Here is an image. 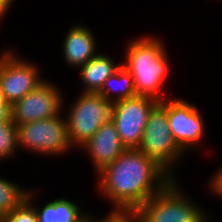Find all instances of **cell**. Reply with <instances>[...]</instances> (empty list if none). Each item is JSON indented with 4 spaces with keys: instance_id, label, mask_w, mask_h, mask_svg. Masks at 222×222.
Instances as JSON below:
<instances>
[{
    "instance_id": "4fadbf2b",
    "label": "cell",
    "mask_w": 222,
    "mask_h": 222,
    "mask_svg": "<svg viewBox=\"0 0 222 222\" xmlns=\"http://www.w3.org/2000/svg\"><path fill=\"white\" fill-rule=\"evenodd\" d=\"M121 64H115V62L108 55L98 54L91 58L86 64L81 66L80 79L84 84V91L98 93L104 82L114 74Z\"/></svg>"
},
{
    "instance_id": "8fae6325",
    "label": "cell",
    "mask_w": 222,
    "mask_h": 222,
    "mask_svg": "<svg viewBox=\"0 0 222 222\" xmlns=\"http://www.w3.org/2000/svg\"><path fill=\"white\" fill-rule=\"evenodd\" d=\"M81 149L87 150L98 173L106 165L114 162L126 148L120 140L114 122L109 120L99 127Z\"/></svg>"
},
{
    "instance_id": "30bf717a",
    "label": "cell",
    "mask_w": 222,
    "mask_h": 222,
    "mask_svg": "<svg viewBox=\"0 0 222 222\" xmlns=\"http://www.w3.org/2000/svg\"><path fill=\"white\" fill-rule=\"evenodd\" d=\"M167 118L176 143L185 153L200 144L205 123L197 106L183 98L167 99Z\"/></svg>"
},
{
    "instance_id": "6da1fadb",
    "label": "cell",
    "mask_w": 222,
    "mask_h": 222,
    "mask_svg": "<svg viewBox=\"0 0 222 222\" xmlns=\"http://www.w3.org/2000/svg\"><path fill=\"white\" fill-rule=\"evenodd\" d=\"M99 190L116 210H138L173 178L138 148L125 149L97 173Z\"/></svg>"
},
{
    "instance_id": "7c38bea8",
    "label": "cell",
    "mask_w": 222,
    "mask_h": 222,
    "mask_svg": "<svg viewBox=\"0 0 222 222\" xmlns=\"http://www.w3.org/2000/svg\"><path fill=\"white\" fill-rule=\"evenodd\" d=\"M63 42L65 61L69 66L80 68L96 54V41L86 25H74L69 29Z\"/></svg>"
},
{
    "instance_id": "ac0fdd59",
    "label": "cell",
    "mask_w": 222,
    "mask_h": 222,
    "mask_svg": "<svg viewBox=\"0 0 222 222\" xmlns=\"http://www.w3.org/2000/svg\"><path fill=\"white\" fill-rule=\"evenodd\" d=\"M32 198L34 199L33 192L28 190L26 199L9 213L3 215L0 222H36L38 217Z\"/></svg>"
},
{
    "instance_id": "5b68a950",
    "label": "cell",
    "mask_w": 222,
    "mask_h": 222,
    "mask_svg": "<svg viewBox=\"0 0 222 222\" xmlns=\"http://www.w3.org/2000/svg\"><path fill=\"white\" fill-rule=\"evenodd\" d=\"M179 187L172 179L137 211L148 222H209L202 208L187 199Z\"/></svg>"
},
{
    "instance_id": "9c48e42d",
    "label": "cell",
    "mask_w": 222,
    "mask_h": 222,
    "mask_svg": "<svg viewBox=\"0 0 222 222\" xmlns=\"http://www.w3.org/2000/svg\"><path fill=\"white\" fill-rule=\"evenodd\" d=\"M63 97L54 83L45 80L11 105V119L17 125L63 115Z\"/></svg>"
},
{
    "instance_id": "9a60e30c",
    "label": "cell",
    "mask_w": 222,
    "mask_h": 222,
    "mask_svg": "<svg viewBox=\"0 0 222 222\" xmlns=\"http://www.w3.org/2000/svg\"><path fill=\"white\" fill-rule=\"evenodd\" d=\"M98 93L113 103L136 96L132 74L124 65H121V67L104 82ZM113 93H116V95H114L115 97L112 95Z\"/></svg>"
},
{
    "instance_id": "5bb4252c",
    "label": "cell",
    "mask_w": 222,
    "mask_h": 222,
    "mask_svg": "<svg viewBox=\"0 0 222 222\" xmlns=\"http://www.w3.org/2000/svg\"><path fill=\"white\" fill-rule=\"evenodd\" d=\"M35 208L39 222H84L87 214L77 203L64 197L46 203L40 210Z\"/></svg>"
},
{
    "instance_id": "277c9868",
    "label": "cell",
    "mask_w": 222,
    "mask_h": 222,
    "mask_svg": "<svg viewBox=\"0 0 222 222\" xmlns=\"http://www.w3.org/2000/svg\"><path fill=\"white\" fill-rule=\"evenodd\" d=\"M72 104L65 116L68 138L73 148L80 149L103 123L112 120L114 103L99 93L82 92Z\"/></svg>"
},
{
    "instance_id": "52a82bcc",
    "label": "cell",
    "mask_w": 222,
    "mask_h": 222,
    "mask_svg": "<svg viewBox=\"0 0 222 222\" xmlns=\"http://www.w3.org/2000/svg\"><path fill=\"white\" fill-rule=\"evenodd\" d=\"M158 103L156 99L140 95L114 103L112 121L126 149L139 147L149 114Z\"/></svg>"
},
{
    "instance_id": "ba28073f",
    "label": "cell",
    "mask_w": 222,
    "mask_h": 222,
    "mask_svg": "<svg viewBox=\"0 0 222 222\" xmlns=\"http://www.w3.org/2000/svg\"><path fill=\"white\" fill-rule=\"evenodd\" d=\"M0 54V87L4 99L12 105L45 81L32 62L16 56L13 50ZM42 78V79H41Z\"/></svg>"
},
{
    "instance_id": "ffe728a7",
    "label": "cell",
    "mask_w": 222,
    "mask_h": 222,
    "mask_svg": "<svg viewBox=\"0 0 222 222\" xmlns=\"http://www.w3.org/2000/svg\"><path fill=\"white\" fill-rule=\"evenodd\" d=\"M11 120V105L4 99L3 92L0 87V122Z\"/></svg>"
},
{
    "instance_id": "603a6c76",
    "label": "cell",
    "mask_w": 222,
    "mask_h": 222,
    "mask_svg": "<svg viewBox=\"0 0 222 222\" xmlns=\"http://www.w3.org/2000/svg\"><path fill=\"white\" fill-rule=\"evenodd\" d=\"M14 0H0V10L6 14Z\"/></svg>"
},
{
    "instance_id": "cb8c5ba5",
    "label": "cell",
    "mask_w": 222,
    "mask_h": 222,
    "mask_svg": "<svg viewBox=\"0 0 222 222\" xmlns=\"http://www.w3.org/2000/svg\"><path fill=\"white\" fill-rule=\"evenodd\" d=\"M4 15H6V14L0 10V19H1V20H2V18L4 17Z\"/></svg>"
},
{
    "instance_id": "7a4b0ae2",
    "label": "cell",
    "mask_w": 222,
    "mask_h": 222,
    "mask_svg": "<svg viewBox=\"0 0 222 222\" xmlns=\"http://www.w3.org/2000/svg\"><path fill=\"white\" fill-rule=\"evenodd\" d=\"M164 42L152 36L130 41L122 65L132 74L136 95L163 101V82L169 70V58ZM162 89V90H161Z\"/></svg>"
},
{
    "instance_id": "3957f363",
    "label": "cell",
    "mask_w": 222,
    "mask_h": 222,
    "mask_svg": "<svg viewBox=\"0 0 222 222\" xmlns=\"http://www.w3.org/2000/svg\"><path fill=\"white\" fill-rule=\"evenodd\" d=\"M138 149L176 179L173 168L185 152L176 143L169 127L167 97L151 110Z\"/></svg>"
},
{
    "instance_id": "44dd1931",
    "label": "cell",
    "mask_w": 222,
    "mask_h": 222,
    "mask_svg": "<svg viewBox=\"0 0 222 222\" xmlns=\"http://www.w3.org/2000/svg\"><path fill=\"white\" fill-rule=\"evenodd\" d=\"M216 175L212 176V180L210 181V184L208 185L211 192L215 193L217 196H222V166L218 170Z\"/></svg>"
},
{
    "instance_id": "2e32d148",
    "label": "cell",
    "mask_w": 222,
    "mask_h": 222,
    "mask_svg": "<svg viewBox=\"0 0 222 222\" xmlns=\"http://www.w3.org/2000/svg\"><path fill=\"white\" fill-rule=\"evenodd\" d=\"M27 192L17 184L0 177V218L26 199Z\"/></svg>"
},
{
    "instance_id": "d6986e66",
    "label": "cell",
    "mask_w": 222,
    "mask_h": 222,
    "mask_svg": "<svg viewBox=\"0 0 222 222\" xmlns=\"http://www.w3.org/2000/svg\"><path fill=\"white\" fill-rule=\"evenodd\" d=\"M107 216L99 219H93L91 215H86L84 222H131L132 210L112 209Z\"/></svg>"
},
{
    "instance_id": "8992f818",
    "label": "cell",
    "mask_w": 222,
    "mask_h": 222,
    "mask_svg": "<svg viewBox=\"0 0 222 222\" xmlns=\"http://www.w3.org/2000/svg\"><path fill=\"white\" fill-rule=\"evenodd\" d=\"M62 117L57 115L17 126L18 147L49 156L68 152L72 146L68 138L67 120Z\"/></svg>"
},
{
    "instance_id": "e0dca14e",
    "label": "cell",
    "mask_w": 222,
    "mask_h": 222,
    "mask_svg": "<svg viewBox=\"0 0 222 222\" xmlns=\"http://www.w3.org/2000/svg\"><path fill=\"white\" fill-rule=\"evenodd\" d=\"M18 151L17 125L12 121L0 122V160L9 159Z\"/></svg>"
},
{
    "instance_id": "7402d4cb",
    "label": "cell",
    "mask_w": 222,
    "mask_h": 222,
    "mask_svg": "<svg viewBox=\"0 0 222 222\" xmlns=\"http://www.w3.org/2000/svg\"><path fill=\"white\" fill-rule=\"evenodd\" d=\"M131 222H148L137 210H132Z\"/></svg>"
}]
</instances>
